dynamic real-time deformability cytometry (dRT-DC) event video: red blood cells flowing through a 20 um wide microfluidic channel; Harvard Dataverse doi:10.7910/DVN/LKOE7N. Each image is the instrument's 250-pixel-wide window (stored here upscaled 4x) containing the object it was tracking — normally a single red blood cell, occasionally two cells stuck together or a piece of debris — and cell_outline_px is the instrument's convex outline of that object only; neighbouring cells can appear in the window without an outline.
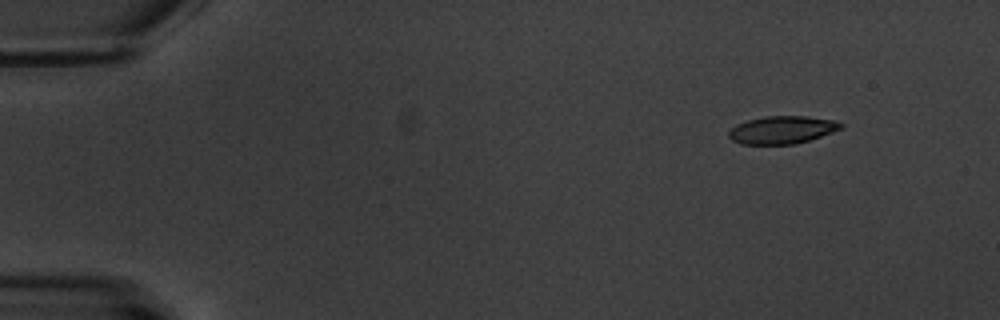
{"species": "common noctule bat (a hibernating species)", "species_latin": "Nyctalus noctula", "temperature_condition": "warm", "stored_images_in_passage": 4, "camera_frame_rate_fps": 3000, "um_per_image_px": 0.085, "animal": {"sex": "male", "body_mass_g": 20.1, "forearm_length_mm": 53.5}, "frame": {"image": 1, "passage_image": 1, "time_ms": 0.0, "image_size_px": [1000, 320], "cell_outline_px": [[844, 124], [840, 128], [832, 132], [796, 144], [740, 144], [732, 140], [728, 136], [728, 132], [736, 124], [748, 120], [764, 116], [808, 116], [832, 120]], "centroid_in_image_um": [66.44, 11.04], "position_along_channel_um": 18.6, "area_um2": 17.98}}